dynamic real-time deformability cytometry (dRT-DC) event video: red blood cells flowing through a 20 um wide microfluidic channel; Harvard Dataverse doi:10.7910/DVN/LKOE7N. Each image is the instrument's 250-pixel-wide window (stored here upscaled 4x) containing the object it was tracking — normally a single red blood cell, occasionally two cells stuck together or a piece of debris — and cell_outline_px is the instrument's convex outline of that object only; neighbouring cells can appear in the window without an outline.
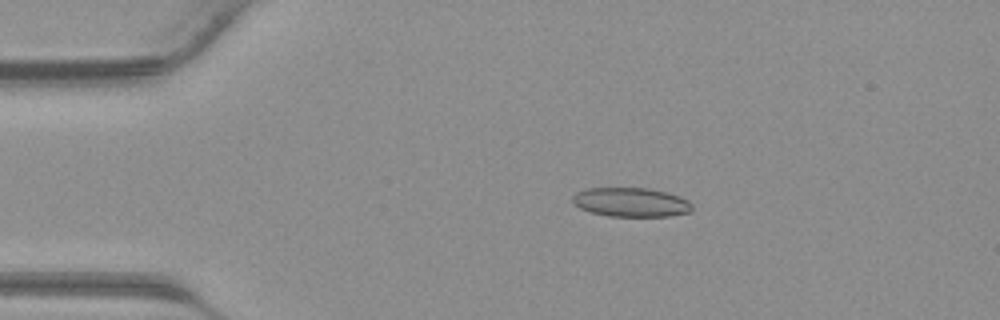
{"species": "common noctule bat (a hibernating species)", "species_latin": "Nyctalus noctula", "temperature_condition": "warm", "stored_images_in_passage": 41, "camera_frame_rate_fps": 3000, "um_per_image_px": 0.085, "animal": {"sex": "male", "body_mass_g": 23.1, "forearm_length_mm": 52.7}, "frame": {"image": 1, "passage_image": 8, "time_ms": 2.333, "image_size_px": [1000, 320], "cell_outline_px": [[692, 212], [668, 216], [608, 216], [592, 212], [580, 208], [572, 204], [572, 196], [576, 192], [588, 188], [648, 188], [668, 192], [680, 196], [688, 200], [692, 204]], "centroid_in_image_um": [53.64, 17.18], "position_along_channel_um": 31.4, "area_um2": 20.46}}
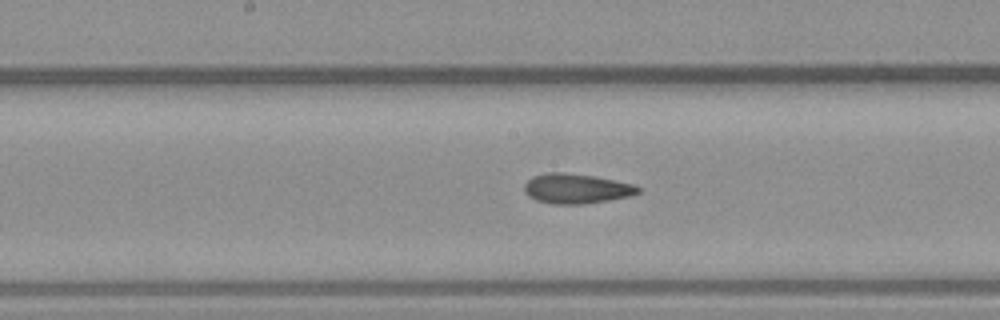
{"frame": {"image": 2, "passage_image": 21, "time_ms": 6.667, "image_size_px": [1000, 320], "cell_outline_px": [[640, 192], [632, 196], [608, 200], [580, 204], [552, 204], [536, 200], [528, 196], [524, 192], [524, 184], [532, 176], [548, 172], [560, 172], [596, 176], [636, 184], [640, 188]], "centroid_in_image_um": [49.0, 16.02], "position_along_channel_um": 199.2, "area_um2": 20.0}}
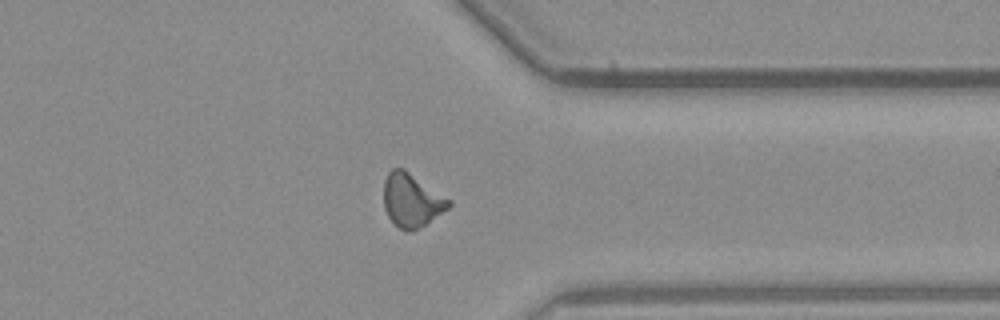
{"frame": {"image": 3, "passage_image": 32, "time_ms": 10.333, "image_size_px": [1000, 320], "cell_outline_px": [[452, 204], [448, 208], [424, 224], [408, 232], [404, 232], [388, 216], [384, 208], [384, 180], [388, 172], [392, 168], [404, 168], [452, 200]], "centroid_in_image_um": [34.98, 16.99], "position_along_channel_um": 376.4, "area_um2": 20.11}}